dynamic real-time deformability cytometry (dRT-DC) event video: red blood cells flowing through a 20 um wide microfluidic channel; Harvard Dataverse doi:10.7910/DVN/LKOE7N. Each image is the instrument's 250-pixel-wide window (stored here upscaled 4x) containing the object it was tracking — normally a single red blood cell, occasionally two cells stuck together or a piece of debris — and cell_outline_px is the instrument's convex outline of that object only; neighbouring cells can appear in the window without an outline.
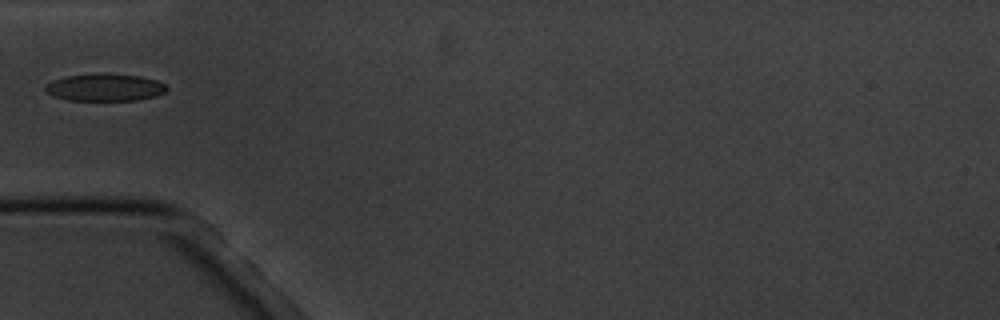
{"species": "common noctule bat (a hibernating species)", "species_latin": "Nyctalus noctula", "temperature_condition": "cold", "stored_images_in_passage": 2, "camera_frame_rate_fps": 3000, "um_per_image_px": 0.085, "animal": {"sex": "male", "body_mass_g": 20.1, "forearm_length_mm": 53.5}, "frame": {"image": 1, "passage_image": 2, "time_ms": 1.0, "image_size_px": [1000, 320], "cell_outline_px": [[168, 88], [164, 92], [156, 96], [140, 100], [68, 100], [52, 96], [44, 88], [52, 80], [64, 76], [96, 72], [108, 72], [140, 76], [156, 80], [164, 84]], "centroid_in_image_um": [8.91, 7.4], "position_along_channel_um": 76.1, "area_um2": 19.71}}